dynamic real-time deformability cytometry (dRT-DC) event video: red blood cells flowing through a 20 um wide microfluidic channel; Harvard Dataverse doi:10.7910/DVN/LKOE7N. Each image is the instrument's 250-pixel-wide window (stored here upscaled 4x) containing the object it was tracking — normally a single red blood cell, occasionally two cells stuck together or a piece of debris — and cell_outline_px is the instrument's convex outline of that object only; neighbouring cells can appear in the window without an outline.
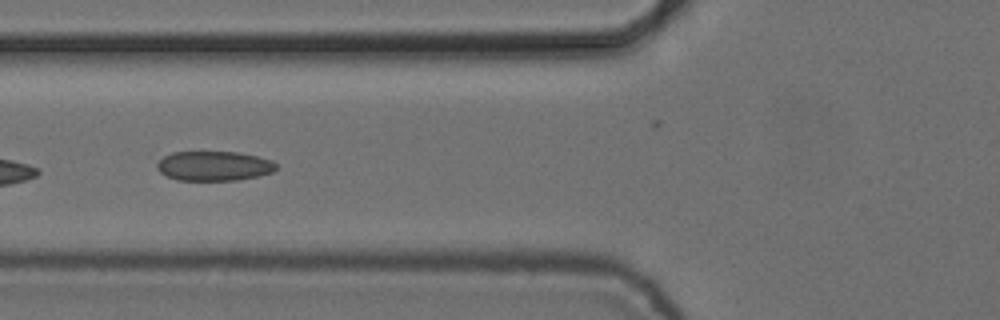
{"species": "common noctule bat (a hibernating species)", "species_latin": "Nyctalus noctula", "temperature_condition": "cold", "stored_images_in_passage": 9, "camera_frame_rate_fps": 3000, "um_per_image_px": 0.085, "animal": {"sex": "female", "body_mass_g": 24.6, "forearm_length_mm": 56.2}, "frame": {"image": 1, "passage_image": 4, "time_ms": 1.0, "image_size_px": [1000, 320], "cell_outline_px": [[276, 168], [272, 172], [260, 176], [236, 180], [176, 180], [160, 172], [156, 168], [156, 164], [164, 156], [172, 152], [236, 152], [256, 156], [272, 160], [276, 164]], "centroid_in_image_um": [18.18, 14.11], "position_along_channel_um": 107.6, "area_um2": 20.52}}
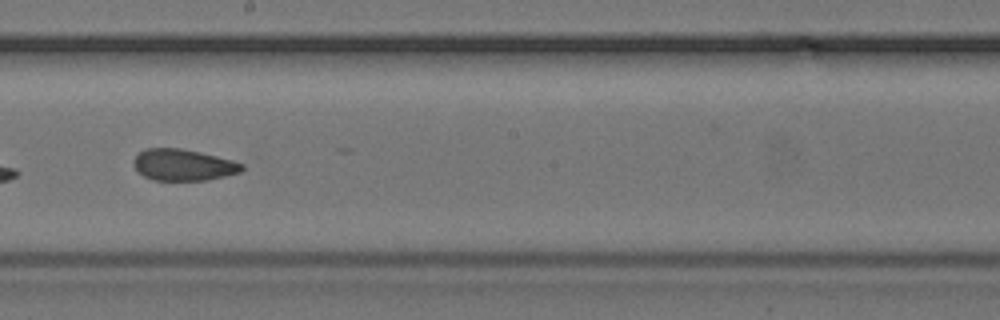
{"frame": {"image": 2, "passage_image": 7, "time_ms": 2.0, "image_size_px": [1000, 320], "cell_outline_px": [[244, 168], [240, 172], [208, 180], [152, 180], [144, 176], [132, 164], [132, 160], [144, 148], [180, 148], [200, 152], [232, 160], [244, 164]], "centroid_in_image_um": [15.56, 14.01], "position_along_channel_um": 232.6, "area_um2": 19.83}}
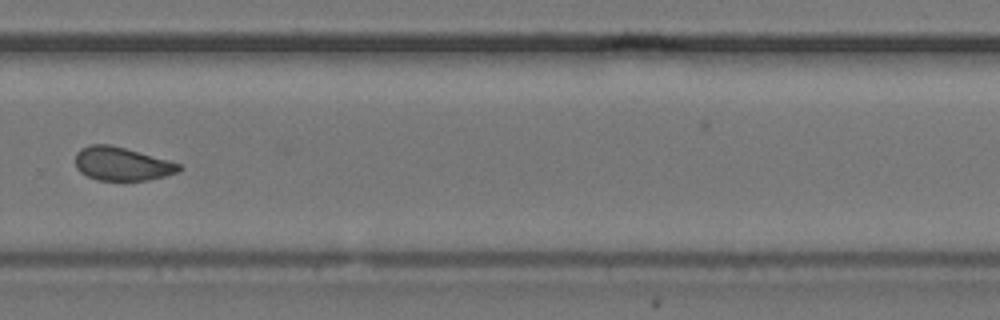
{"frame": {"image": 3, "passage_image": 9, "time_ms": 2.667, "image_size_px": [1000, 320], "cell_outline_px": [[184, 168], [180, 172], [148, 180], [96, 180], [80, 172], [76, 168], [76, 152], [80, 148], [92, 144], [108, 144], [124, 148], [168, 160], [180, 164]], "centroid_in_image_um": [10.36, 13.93], "position_along_channel_um": 319.4, "area_um2": 20.17}}